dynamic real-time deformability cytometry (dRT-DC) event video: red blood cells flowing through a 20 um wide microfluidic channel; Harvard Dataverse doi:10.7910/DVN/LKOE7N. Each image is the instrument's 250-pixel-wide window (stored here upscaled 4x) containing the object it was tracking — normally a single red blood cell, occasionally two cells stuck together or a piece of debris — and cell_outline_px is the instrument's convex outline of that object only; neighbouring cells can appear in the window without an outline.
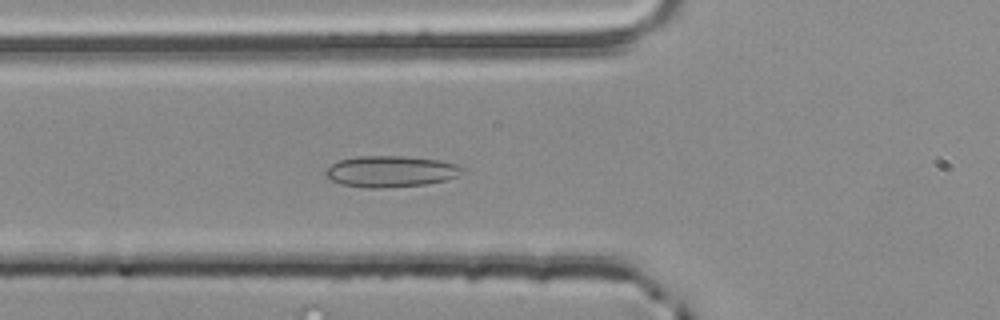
{"species": "common noctule bat (a hibernating species)", "species_latin": "Nyctalus noctula", "temperature_condition": "room temperature", "stored_images_in_passage": 46, "camera_frame_rate_fps": 3000, "um_per_image_px": 0.085, "animal": {"sex": "male", "body_mass_g": 20.4}, "frame": {"image": 1, "passage_image": 16, "time_ms": 5.0, "image_size_px": [1000, 320], "cell_outline_px": [[464, 172], [448, 180], [424, 184], [384, 188], [368, 188], [344, 184], [332, 180], [324, 172], [332, 164], [340, 160], [360, 156], [404, 156], [440, 160], [456, 164], [464, 168]], "centroid_in_image_um": [33.26, 14.57], "position_along_channel_um": 92.5, "area_um2": 24.68}}
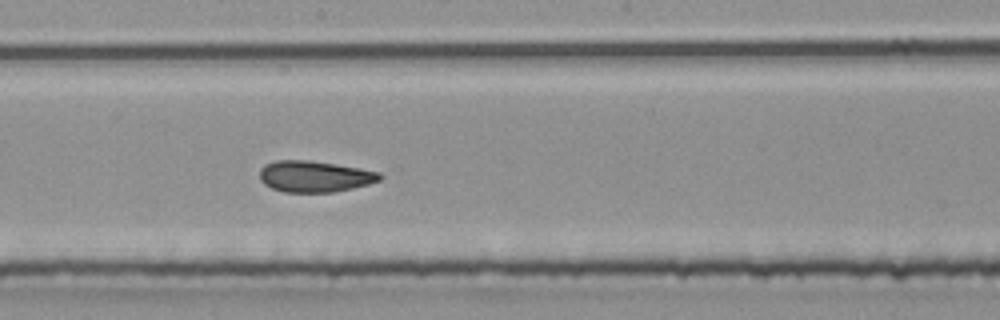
{"frame": {"image": 2, "passage_image": 26, "time_ms": 8.333, "image_size_px": [1000, 320], "cell_outline_px": [[384, 176], [380, 180], [368, 184], [352, 188], [332, 192], [284, 192], [272, 188], [264, 184], [260, 180], [260, 168], [264, 164], [276, 160], [308, 160], [336, 164], [360, 168], [380, 172]], "centroid_in_image_um": [26.73, 14.99], "position_along_channel_um": 221.5, "area_um2": 21.96}}
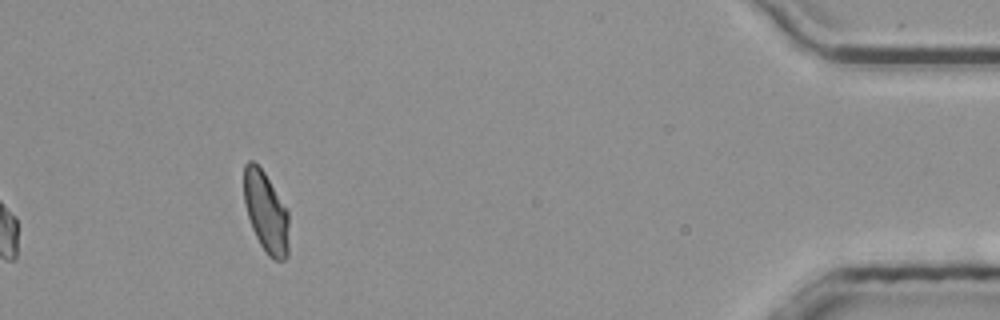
{"frame": {"image": 3, "passage_image": 46, "time_ms": 15.0, "image_size_px": [1000, 320], "cell_outline_px": [[288, 256], [284, 260], [272, 260], [268, 256], [260, 244], [252, 228], [248, 216], [244, 200], [244, 164], [248, 160], [252, 160], [264, 172], [288, 208]], "centroid_in_image_um": [22.62, 18.04], "position_along_channel_um": 412.6, "area_um2": 21.33}, "authors_computed_cell_mechanics": {"area_um2": 21.8484, "velocity_mm_per_s": 3.8539, "shape_relaxation_time_tau1_ms": null, "shape_relaxation_time_tau2_ms": 2.0847, "deformation_change_tau1": null, "deformation_change_tau2": 0.079}}